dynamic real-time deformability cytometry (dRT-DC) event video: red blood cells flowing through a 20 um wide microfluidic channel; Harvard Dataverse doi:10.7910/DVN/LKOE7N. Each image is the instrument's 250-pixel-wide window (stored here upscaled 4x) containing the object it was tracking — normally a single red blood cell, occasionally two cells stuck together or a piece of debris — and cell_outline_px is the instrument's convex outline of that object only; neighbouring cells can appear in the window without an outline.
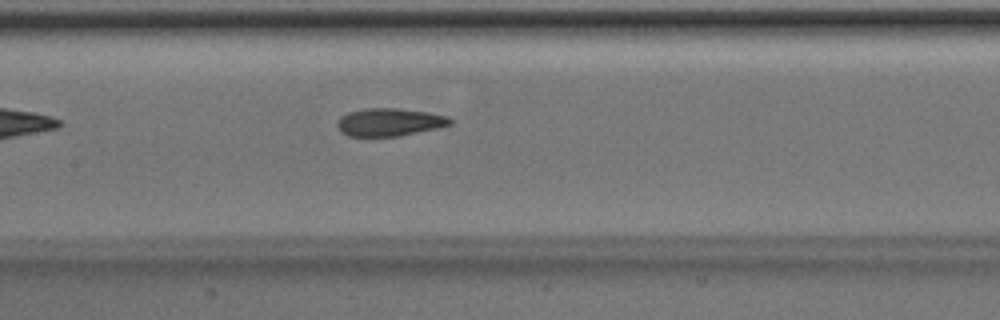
{"species": "Egyptian fruit bat (a non-hibernating species)", "species_latin": "Rousettus aegyptiacus", "temperature_condition": "room temperature", "stored_images_in_passage": 33, "camera_frame_rate_fps": 3000, "um_per_image_px": 0.085, "animal": {"sex": "male"}, "frame": {"image": 1, "passage_image": 9, "time_ms": 2.667, "image_size_px": [1000, 320], "cell_outline_px": [[452, 124], [436, 128], [396, 136], [348, 136], [340, 132], [336, 124], [336, 120], [340, 116], [348, 112], [364, 108], [400, 108], [428, 112], [448, 116], [452, 120]], "centroid_in_image_um": [33.05, 10.37], "position_along_channel_um": 174.3, "area_um2": 18.38}}
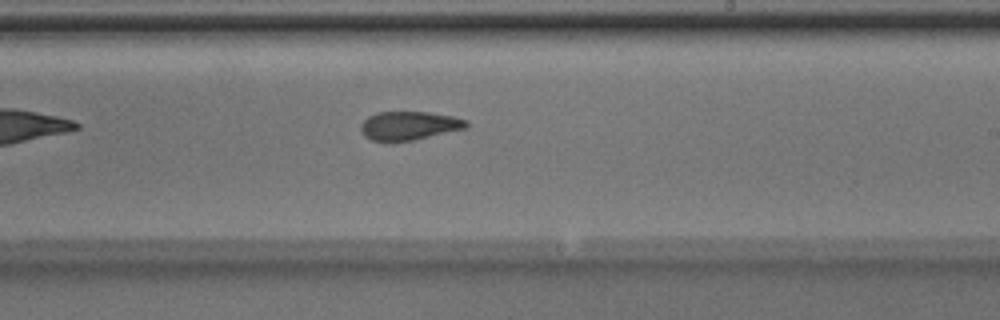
{"frame": {"image": 2, "passage_image": 15, "time_ms": 4.667, "image_size_px": [1000, 320], "cell_outline_px": [[468, 128], [412, 140], [388, 144], [384, 144], [372, 140], [364, 136], [360, 128], [360, 124], [368, 116], [376, 112], [428, 112], [452, 116], [468, 120]], "centroid_in_image_um": [34.73, 10.71], "position_along_channel_um": 254.3, "area_um2": 18.09}}
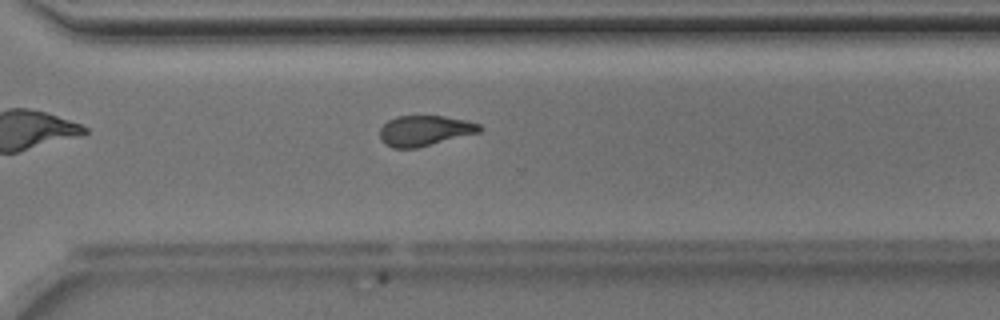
{"frame": {"image": 3, "passage_image": 21, "time_ms": 6.667, "image_size_px": [1000, 320], "cell_outline_px": [[484, 128], [480, 132], [416, 148], [392, 148], [380, 136], [380, 128], [388, 120], [396, 116], [444, 116], [464, 120], [480, 124]], "centroid_in_image_um": [36.12, 11.09], "position_along_channel_um": 334.5, "area_um2": 17.46}, "authors_computed_cell_mechanics": {"area_um2": 18.3226, "velocity_mm_per_s": 4.0167, "shape_relaxation_time_tau1_ms": 4.4733, "shape_relaxation_time_tau2_ms": 2.6981, "deformation_change_tau1": 0.1547, "deformation_change_tau2": 0.0957}}